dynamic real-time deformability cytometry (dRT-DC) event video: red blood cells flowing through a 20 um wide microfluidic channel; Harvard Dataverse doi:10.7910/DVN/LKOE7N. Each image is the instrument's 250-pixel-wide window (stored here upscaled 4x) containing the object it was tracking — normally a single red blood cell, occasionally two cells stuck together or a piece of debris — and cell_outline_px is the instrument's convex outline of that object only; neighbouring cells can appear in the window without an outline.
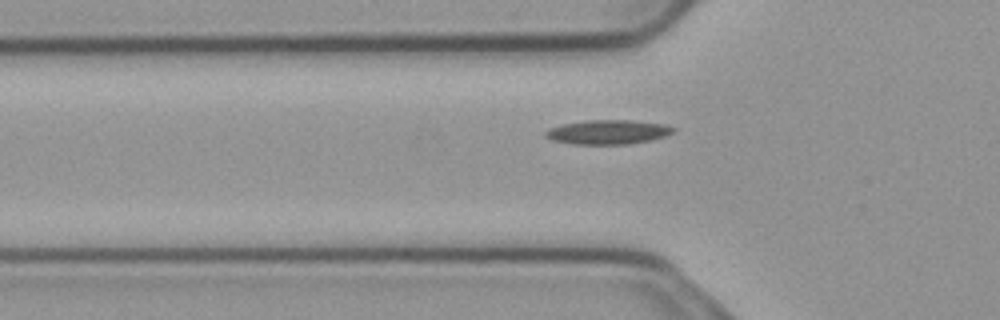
{"species": "common noctule bat (a hibernating species)", "species_latin": "Nyctalus noctula", "temperature_condition": "cold", "stored_images_in_passage": 42, "camera_frame_rate_fps": 3000, "um_per_image_px": 0.085, "animal": {"sex": "male", "body_mass_g": 23.1, "forearm_length_mm": 52.7}, "frame": {"image": 1, "passage_image": 9, "time_ms": 2.667, "image_size_px": [1000, 320], "cell_outline_px": [[676, 128], [672, 132], [664, 136], [648, 140], [628, 144], [572, 144], [552, 140], [544, 136], [544, 132], [548, 128], [564, 124], [584, 120], [632, 120], [668, 124]], "centroid_in_image_um": [51.65, 11.21], "position_along_channel_um": 74.1, "area_um2": 18.15}}
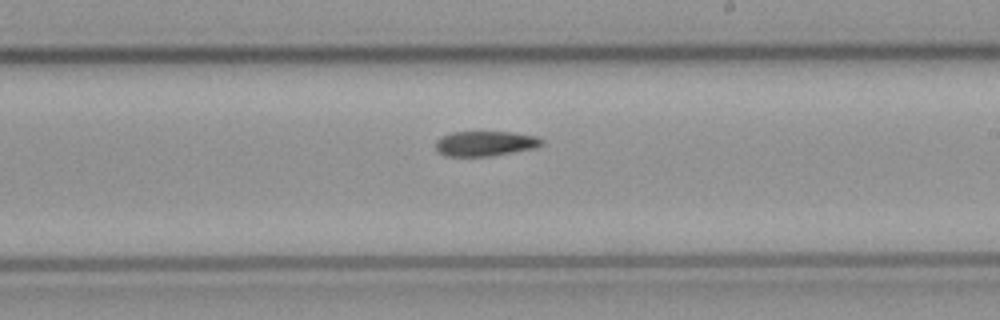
{"frame": {"image": 2, "passage_image": 23, "time_ms": 7.333, "image_size_px": [1000, 320], "cell_outline_px": [[544, 144], [536, 148], [488, 156], [448, 156], [440, 152], [436, 148], [436, 140], [440, 136], [452, 132], [516, 132], [540, 136], [544, 140]], "centroid_in_image_um": [41.31, 12.18], "position_along_channel_um": 247.7, "area_um2": 15.61}}
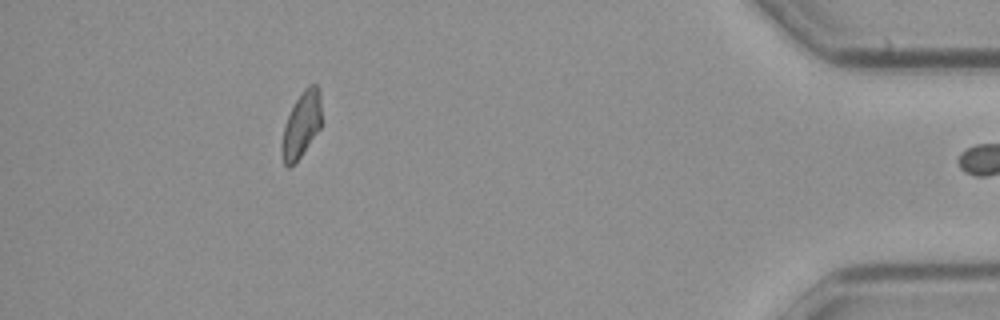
{"frame": {"image": 3, "passage_image": 41, "time_ms": 13.333, "image_size_px": [1000, 320], "cell_outline_px": [[320, 128], [300, 156], [288, 168], [284, 164], [280, 152], [280, 144], [284, 128], [288, 116], [296, 100], [304, 88], [308, 84], [316, 84], [320, 88]], "centroid_in_image_um": [25.6, 10.59], "position_along_channel_um": 409.6, "area_um2": 14.97}}